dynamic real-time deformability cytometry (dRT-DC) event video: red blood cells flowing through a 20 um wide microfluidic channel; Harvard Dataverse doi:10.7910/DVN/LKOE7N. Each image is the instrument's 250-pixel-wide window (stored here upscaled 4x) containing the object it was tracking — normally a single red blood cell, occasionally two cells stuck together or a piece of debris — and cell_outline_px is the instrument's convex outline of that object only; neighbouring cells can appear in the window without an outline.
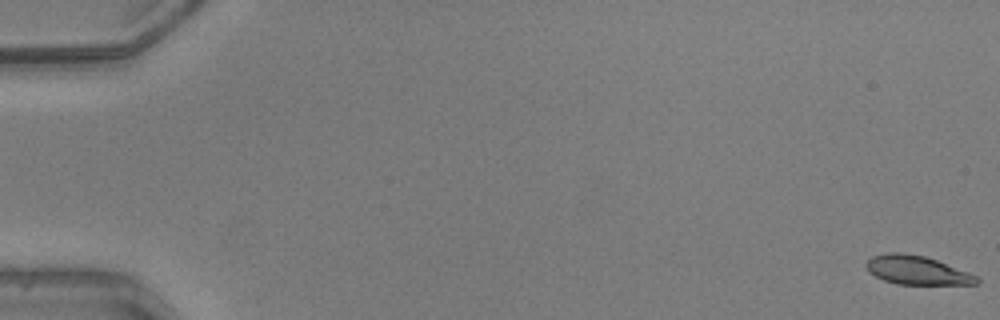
{"species": "common noctule bat (a hibernating species)", "species_latin": "Nyctalus noctula", "temperature_condition": "warm", "stored_images_in_passage": 50, "camera_frame_rate_fps": 3000, "um_per_image_px": 0.085, "animal": {"sex": "male", "body_mass_g": 20.5, "forearm_length_mm": 52.5}, "frame": {"image": 1, "passage_image": 1, "time_ms": 0.0, "image_size_px": [1000, 320], "cell_outline_px": [[980, 284], [896, 284], [884, 280], [868, 272], [864, 264], [872, 256], [888, 252], [904, 252], [924, 256], [936, 260], [968, 272], [976, 276], [980, 280]], "centroid_in_image_um": [77.9, 22.96], "position_along_channel_um": 7.1, "area_um2": 18.5}}
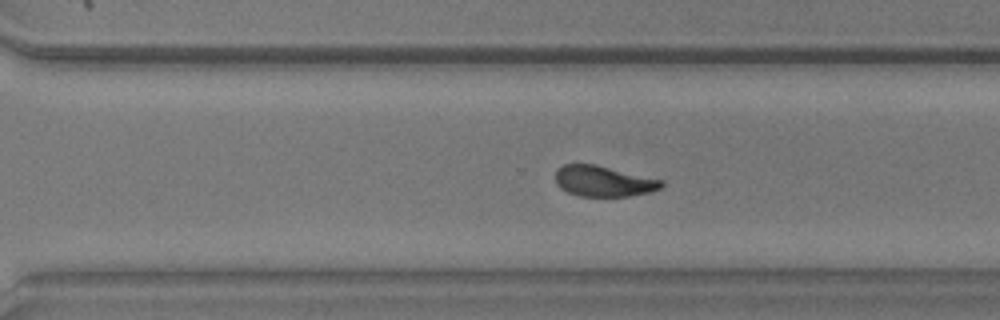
{"frame": {"image": 2, "passage_image": 36, "time_ms": 11.667, "image_size_px": [1000, 320], "cell_outline_px": [[664, 184], [660, 188], [648, 192], [628, 196], [580, 196], [568, 192], [560, 188], [556, 184], [556, 168], [564, 164], [596, 164], [664, 180]], "centroid_in_image_um": [51.28, 15.39], "position_along_channel_um": 319.3, "area_um2": 19.02}}
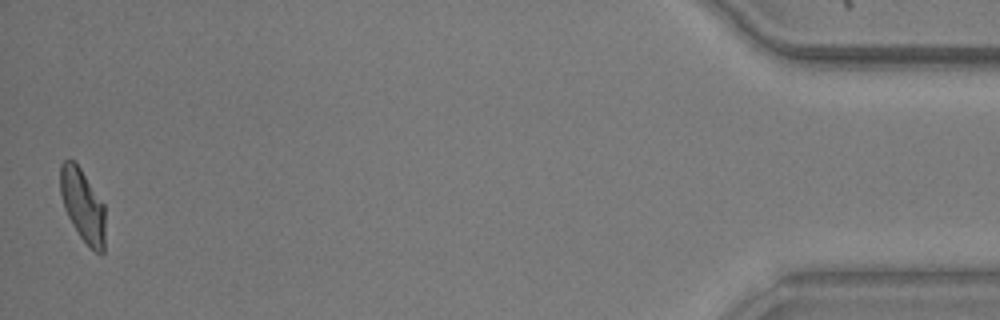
{"frame": {"image": 3, "passage_image": 50, "time_ms": 16.333, "image_size_px": [1000, 320], "cell_outline_px": [[104, 252], [100, 256], [80, 236], [72, 224], [64, 208], [60, 192], [60, 164], [64, 160], [72, 160], [80, 168], [104, 204]], "centroid_in_image_um": [7.02, 17.46], "position_along_channel_um": 428.2, "area_um2": 18.79}, "authors_computed_cell_mechanics": {"area_um2": 19.7387, "velocity_mm_per_s": 4.1539, "shape_relaxation_time_tau1_ms": 2.7641, "shape_relaxation_time_tau2_ms": 1.9019, "deformation_change_tau1": 0.1368, "deformation_change_tau2": 0.0823}}